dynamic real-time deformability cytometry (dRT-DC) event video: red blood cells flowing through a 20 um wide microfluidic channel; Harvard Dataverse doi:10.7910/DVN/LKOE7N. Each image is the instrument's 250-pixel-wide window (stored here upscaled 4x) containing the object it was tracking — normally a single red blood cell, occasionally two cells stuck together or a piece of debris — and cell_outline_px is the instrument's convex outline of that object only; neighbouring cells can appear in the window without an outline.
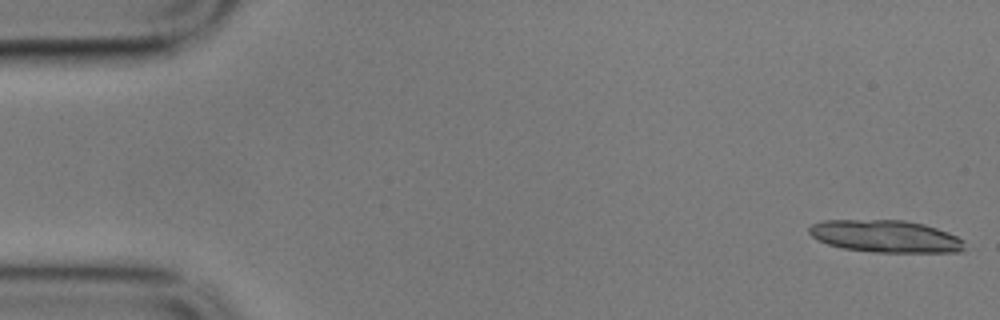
{"species": "common noctule bat (a hibernating species)", "species_latin": "Nyctalus noctula", "temperature_condition": "cold", "stored_images_in_passage": 5, "camera_frame_rate_fps": 3000, "um_per_image_px": 0.085, "animal": {"sex": "male", "body_mass_g": 17.9}, "frame": {"image": 1, "passage_image": 1, "time_ms": 0.0, "image_size_px": [1000, 320], "cell_outline_px": [[964, 252], [872, 252], [844, 248], [828, 244], [812, 236], [808, 232], [808, 228], [812, 224], [824, 220], [904, 220], [924, 224], [948, 232], [964, 240]], "centroid_in_image_um": [75.29, 20.08], "position_along_channel_um": 9.7, "area_um2": 29.19}}